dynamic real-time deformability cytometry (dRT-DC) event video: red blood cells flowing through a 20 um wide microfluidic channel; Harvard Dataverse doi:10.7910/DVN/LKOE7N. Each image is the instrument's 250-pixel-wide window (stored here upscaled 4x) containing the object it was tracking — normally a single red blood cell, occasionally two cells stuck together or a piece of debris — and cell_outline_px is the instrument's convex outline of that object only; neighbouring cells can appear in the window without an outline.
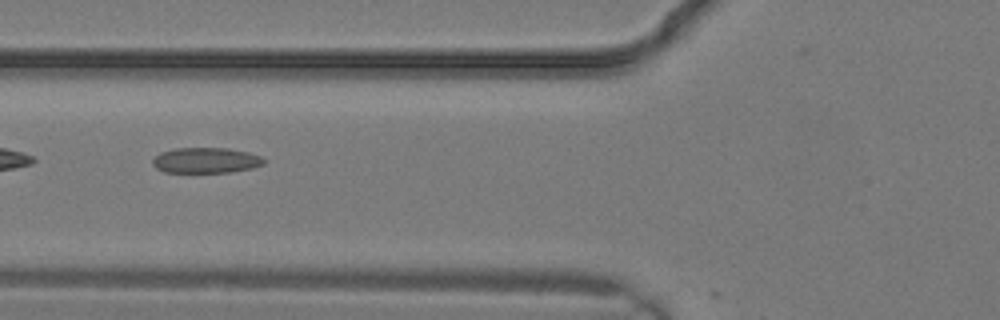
{"species": "common noctule bat (a hibernating species)", "species_latin": "Nyctalus noctula", "temperature_condition": "warm", "stored_images_in_passage": 6, "camera_frame_rate_fps": 3000, "um_per_image_px": 0.085, "animal": {"sex": "male", "body_mass_g": 19.2, "forearm_length_mm": 51.8}, "frame": {"image": 1, "passage_image": 4, "time_ms": 1.0, "image_size_px": [1000, 320], "cell_outline_px": [[268, 160], [264, 164], [252, 168], [232, 172], [164, 172], [156, 168], [152, 164], [152, 160], [160, 152], [176, 148], [228, 148], [248, 152], [260, 156]], "centroid_in_image_um": [17.52, 13.63], "position_along_channel_um": 108.3, "area_um2": 16.65}}